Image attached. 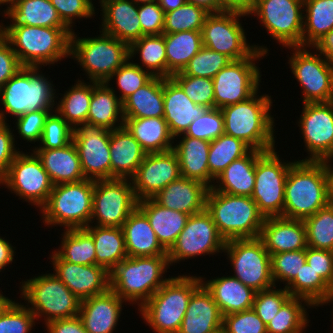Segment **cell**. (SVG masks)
<instances>
[{"mask_svg":"<svg viewBox=\"0 0 333 333\" xmlns=\"http://www.w3.org/2000/svg\"><path fill=\"white\" fill-rule=\"evenodd\" d=\"M328 204L327 161L295 160L286 178L283 217L304 220Z\"/></svg>","mask_w":333,"mask_h":333,"instance_id":"obj_1","label":"cell"},{"mask_svg":"<svg viewBox=\"0 0 333 333\" xmlns=\"http://www.w3.org/2000/svg\"><path fill=\"white\" fill-rule=\"evenodd\" d=\"M0 24V33L9 41L23 67L54 65L70 57V28Z\"/></svg>","mask_w":333,"mask_h":333,"instance_id":"obj_2","label":"cell"},{"mask_svg":"<svg viewBox=\"0 0 333 333\" xmlns=\"http://www.w3.org/2000/svg\"><path fill=\"white\" fill-rule=\"evenodd\" d=\"M258 93L221 111L224 134L242 140L253 150L265 152L275 148V119L270 111L273 100L268 94L259 96Z\"/></svg>","mask_w":333,"mask_h":333,"instance_id":"obj_3","label":"cell"},{"mask_svg":"<svg viewBox=\"0 0 333 333\" xmlns=\"http://www.w3.org/2000/svg\"><path fill=\"white\" fill-rule=\"evenodd\" d=\"M169 266L167 255L127 256L109 272L110 289L140 309L170 279L163 275Z\"/></svg>","mask_w":333,"mask_h":333,"instance_id":"obj_4","label":"cell"},{"mask_svg":"<svg viewBox=\"0 0 333 333\" xmlns=\"http://www.w3.org/2000/svg\"><path fill=\"white\" fill-rule=\"evenodd\" d=\"M202 284L201 276L179 275L170 279L138 309L155 333H177L192 293Z\"/></svg>","mask_w":333,"mask_h":333,"instance_id":"obj_5","label":"cell"},{"mask_svg":"<svg viewBox=\"0 0 333 333\" xmlns=\"http://www.w3.org/2000/svg\"><path fill=\"white\" fill-rule=\"evenodd\" d=\"M52 83L40 67H22L0 90V121L7 122V114L16 118L28 111H55L59 96Z\"/></svg>","mask_w":333,"mask_h":333,"instance_id":"obj_6","label":"cell"},{"mask_svg":"<svg viewBox=\"0 0 333 333\" xmlns=\"http://www.w3.org/2000/svg\"><path fill=\"white\" fill-rule=\"evenodd\" d=\"M206 210L225 241L260 237L265 217L250 196L231 195L210 188Z\"/></svg>","mask_w":333,"mask_h":333,"instance_id":"obj_7","label":"cell"},{"mask_svg":"<svg viewBox=\"0 0 333 333\" xmlns=\"http://www.w3.org/2000/svg\"><path fill=\"white\" fill-rule=\"evenodd\" d=\"M93 191L94 181L89 179L54 185L47 202L40 209L44 225L63 226L65 230L89 226Z\"/></svg>","mask_w":333,"mask_h":333,"instance_id":"obj_8","label":"cell"},{"mask_svg":"<svg viewBox=\"0 0 333 333\" xmlns=\"http://www.w3.org/2000/svg\"><path fill=\"white\" fill-rule=\"evenodd\" d=\"M70 38V58H75L90 81L106 82L129 58V45L100 31V35Z\"/></svg>","mask_w":333,"mask_h":333,"instance_id":"obj_9","label":"cell"},{"mask_svg":"<svg viewBox=\"0 0 333 333\" xmlns=\"http://www.w3.org/2000/svg\"><path fill=\"white\" fill-rule=\"evenodd\" d=\"M19 290L22 300L26 301L25 304L35 315L36 321L44 317L47 324L79 314L81 300L54 273L46 272L35 278L22 280Z\"/></svg>","mask_w":333,"mask_h":333,"instance_id":"obj_10","label":"cell"},{"mask_svg":"<svg viewBox=\"0 0 333 333\" xmlns=\"http://www.w3.org/2000/svg\"><path fill=\"white\" fill-rule=\"evenodd\" d=\"M248 14L237 11L210 13L201 30L203 46L226 55L232 61L250 57L256 50L268 54L264 45L247 42L245 30L239 18Z\"/></svg>","mask_w":333,"mask_h":333,"instance_id":"obj_11","label":"cell"},{"mask_svg":"<svg viewBox=\"0 0 333 333\" xmlns=\"http://www.w3.org/2000/svg\"><path fill=\"white\" fill-rule=\"evenodd\" d=\"M304 0H253L248 13L257 16L260 25L277 44L302 46Z\"/></svg>","mask_w":333,"mask_h":333,"instance_id":"obj_12","label":"cell"},{"mask_svg":"<svg viewBox=\"0 0 333 333\" xmlns=\"http://www.w3.org/2000/svg\"><path fill=\"white\" fill-rule=\"evenodd\" d=\"M224 253L237 278L255 292L275 286L271 275V256L260 238L226 241Z\"/></svg>","mask_w":333,"mask_h":333,"instance_id":"obj_13","label":"cell"},{"mask_svg":"<svg viewBox=\"0 0 333 333\" xmlns=\"http://www.w3.org/2000/svg\"><path fill=\"white\" fill-rule=\"evenodd\" d=\"M275 150L276 148L263 152L256 161L251 198L265 218L283 217L286 178L294 163L284 162Z\"/></svg>","mask_w":333,"mask_h":333,"instance_id":"obj_14","label":"cell"},{"mask_svg":"<svg viewBox=\"0 0 333 333\" xmlns=\"http://www.w3.org/2000/svg\"><path fill=\"white\" fill-rule=\"evenodd\" d=\"M266 54L256 50L250 57L231 61L213 78L214 108L248 100L257 91L261 83V70L255 61L263 59Z\"/></svg>","mask_w":333,"mask_h":333,"instance_id":"obj_15","label":"cell"},{"mask_svg":"<svg viewBox=\"0 0 333 333\" xmlns=\"http://www.w3.org/2000/svg\"><path fill=\"white\" fill-rule=\"evenodd\" d=\"M0 185H5V188L16 194L19 199L38 207L39 210L47 202L54 187L37 155L34 152L29 154L23 151L15 156L8 171L0 179Z\"/></svg>","mask_w":333,"mask_h":333,"instance_id":"obj_16","label":"cell"},{"mask_svg":"<svg viewBox=\"0 0 333 333\" xmlns=\"http://www.w3.org/2000/svg\"><path fill=\"white\" fill-rule=\"evenodd\" d=\"M287 48L293 50L288 64L291 73L303 89L302 103L330 102L333 87V66L319 52H311L310 47Z\"/></svg>","mask_w":333,"mask_h":333,"instance_id":"obj_17","label":"cell"},{"mask_svg":"<svg viewBox=\"0 0 333 333\" xmlns=\"http://www.w3.org/2000/svg\"><path fill=\"white\" fill-rule=\"evenodd\" d=\"M138 207L131 179L94 181L90 225L122 227Z\"/></svg>","mask_w":333,"mask_h":333,"instance_id":"obj_18","label":"cell"},{"mask_svg":"<svg viewBox=\"0 0 333 333\" xmlns=\"http://www.w3.org/2000/svg\"><path fill=\"white\" fill-rule=\"evenodd\" d=\"M225 245L226 241L205 209L189 216L184 229L167 251L168 261L173 265L197 256L223 253Z\"/></svg>","mask_w":333,"mask_h":333,"instance_id":"obj_19","label":"cell"},{"mask_svg":"<svg viewBox=\"0 0 333 333\" xmlns=\"http://www.w3.org/2000/svg\"><path fill=\"white\" fill-rule=\"evenodd\" d=\"M73 143L85 179H111L110 130L103 126L82 123L74 129Z\"/></svg>","mask_w":333,"mask_h":333,"instance_id":"obj_20","label":"cell"},{"mask_svg":"<svg viewBox=\"0 0 333 333\" xmlns=\"http://www.w3.org/2000/svg\"><path fill=\"white\" fill-rule=\"evenodd\" d=\"M297 122L308 156L302 160H333V106L330 102L305 103Z\"/></svg>","mask_w":333,"mask_h":333,"instance_id":"obj_21","label":"cell"},{"mask_svg":"<svg viewBox=\"0 0 333 333\" xmlns=\"http://www.w3.org/2000/svg\"><path fill=\"white\" fill-rule=\"evenodd\" d=\"M181 177L178 157L173 149L147 153L131 178L138 201L153 198L171 182Z\"/></svg>","mask_w":333,"mask_h":333,"instance_id":"obj_22","label":"cell"},{"mask_svg":"<svg viewBox=\"0 0 333 333\" xmlns=\"http://www.w3.org/2000/svg\"><path fill=\"white\" fill-rule=\"evenodd\" d=\"M54 274L80 300L105 293L110 288L109 272L101 265H80L50 255Z\"/></svg>","mask_w":333,"mask_h":333,"instance_id":"obj_23","label":"cell"},{"mask_svg":"<svg viewBox=\"0 0 333 333\" xmlns=\"http://www.w3.org/2000/svg\"><path fill=\"white\" fill-rule=\"evenodd\" d=\"M102 32L129 46L142 37L138 5L132 0H99Z\"/></svg>","mask_w":333,"mask_h":333,"instance_id":"obj_24","label":"cell"},{"mask_svg":"<svg viewBox=\"0 0 333 333\" xmlns=\"http://www.w3.org/2000/svg\"><path fill=\"white\" fill-rule=\"evenodd\" d=\"M124 302L109 288L103 294L81 300L78 316L88 333H113L122 314Z\"/></svg>","mask_w":333,"mask_h":333,"instance_id":"obj_25","label":"cell"},{"mask_svg":"<svg viewBox=\"0 0 333 333\" xmlns=\"http://www.w3.org/2000/svg\"><path fill=\"white\" fill-rule=\"evenodd\" d=\"M222 322L217 303L202 283L192 293L177 333H216L222 330Z\"/></svg>","mask_w":333,"mask_h":333,"instance_id":"obj_26","label":"cell"},{"mask_svg":"<svg viewBox=\"0 0 333 333\" xmlns=\"http://www.w3.org/2000/svg\"><path fill=\"white\" fill-rule=\"evenodd\" d=\"M259 238L270 256L307 247L306 227L303 220L284 217L265 218Z\"/></svg>","mask_w":333,"mask_h":333,"instance_id":"obj_27","label":"cell"},{"mask_svg":"<svg viewBox=\"0 0 333 333\" xmlns=\"http://www.w3.org/2000/svg\"><path fill=\"white\" fill-rule=\"evenodd\" d=\"M164 119L172 136L181 138L194 119L207 109L196 105L170 77L163 78Z\"/></svg>","mask_w":333,"mask_h":333,"instance_id":"obj_28","label":"cell"},{"mask_svg":"<svg viewBox=\"0 0 333 333\" xmlns=\"http://www.w3.org/2000/svg\"><path fill=\"white\" fill-rule=\"evenodd\" d=\"M209 189L208 186L199 181L181 176L158 192L152 199L163 207L192 215L206 209Z\"/></svg>","mask_w":333,"mask_h":333,"instance_id":"obj_29","label":"cell"},{"mask_svg":"<svg viewBox=\"0 0 333 333\" xmlns=\"http://www.w3.org/2000/svg\"><path fill=\"white\" fill-rule=\"evenodd\" d=\"M146 154L124 126L110 131L111 179H131Z\"/></svg>","mask_w":333,"mask_h":333,"instance_id":"obj_30","label":"cell"},{"mask_svg":"<svg viewBox=\"0 0 333 333\" xmlns=\"http://www.w3.org/2000/svg\"><path fill=\"white\" fill-rule=\"evenodd\" d=\"M177 143L173 145V150L178 157L181 176L212 188L215 178L209 173L208 168L211 142L182 134L181 140Z\"/></svg>","mask_w":333,"mask_h":333,"instance_id":"obj_31","label":"cell"},{"mask_svg":"<svg viewBox=\"0 0 333 333\" xmlns=\"http://www.w3.org/2000/svg\"><path fill=\"white\" fill-rule=\"evenodd\" d=\"M128 257L167 255L148 218L136 208L122 225Z\"/></svg>","mask_w":333,"mask_h":333,"instance_id":"obj_32","label":"cell"},{"mask_svg":"<svg viewBox=\"0 0 333 333\" xmlns=\"http://www.w3.org/2000/svg\"><path fill=\"white\" fill-rule=\"evenodd\" d=\"M202 283L210 291L222 316L252 309L256 292L233 276H221L204 280Z\"/></svg>","mask_w":333,"mask_h":333,"instance_id":"obj_33","label":"cell"},{"mask_svg":"<svg viewBox=\"0 0 333 333\" xmlns=\"http://www.w3.org/2000/svg\"><path fill=\"white\" fill-rule=\"evenodd\" d=\"M54 185L75 183L85 179L73 141L57 149H33Z\"/></svg>","mask_w":333,"mask_h":333,"instance_id":"obj_34","label":"cell"},{"mask_svg":"<svg viewBox=\"0 0 333 333\" xmlns=\"http://www.w3.org/2000/svg\"><path fill=\"white\" fill-rule=\"evenodd\" d=\"M262 153L263 151L251 149L245 156L234 160L215 178L212 189L251 197L255 184L256 161Z\"/></svg>","mask_w":333,"mask_h":333,"instance_id":"obj_35","label":"cell"},{"mask_svg":"<svg viewBox=\"0 0 333 333\" xmlns=\"http://www.w3.org/2000/svg\"><path fill=\"white\" fill-rule=\"evenodd\" d=\"M147 218L160 244L168 251L184 229L190 215L171 210L152 198L138 201L137 207Z\"/></svg>","mask_w":333,"mask_h":333,"instance_id":"obj_36","label":"cell"},{"mask_svg":"<svg viewBox=\"0 0 333 333\" xmlns=\"http://www.w3.org/2000/svg\"><path fill=\"white\" fill-rule=\"evenodd\" d=\"M123 104L109 83L93 81V94L87 123L115 130L124 125ZM120 122V123H119Z\"/></svg>","mask_w":333,"mask_h":333,"instance_id":"obj_37","label":"cell"},{"mask_svg":"<svg viewBox=\"0 0 333 333\" xmlns=\"http://www.w3.org/2000/svg\"><path fill=\"white\" fill-rule=\"evenodd\" d=\"M123 126L146 153L171 150L177 142L164 118H125Z\"/></svg>","mask_w":333,"mask_h":333,"instance_id":"obj_38","label":"cell"},{"mask_svg":"<svg viewBox=\"0 0 333 333\" xmlns=\"http://www.w3.org/2000/svg\"><path fill=\"white\" fill-rule=\"evenodd\" d=\"M122 104L124 118H163V78L153 76Z\"/></svg>","mask_w":333,"mask_h":333,"instance_id":"obj_39","label":"cell"},{"mask_svg":"<svg viewBox=\"0 0 333 333\" xmlns=\"http://www.w3.org/2000/svg\"><path fill=\"white\" fill-rule=\"evenodd\" d=\"M85 229L92 235L96 251V265L112 271L128 255L121 227L89 225Z\"/></svg>","mask_w":333,"mask_h":333,"instance_id":"obj_40","label":"cell"},{"mask_svg":"<svg viewBox=\"0 0 333 333\" xmlns=\"http://www.w3.org/2000/svg\"><path fill=\"white\" fill-rule=\"evenodd\" d=\"M12 23L38 27L69 28L50 0H19L2 17Z\"/></svg>","mask_w":333,"mask_h":333,"instance_id":"obj_41","label":"cell"},{"mask_svg":"<svg viewBox=\"0 0 333 333\" xmlns=\"http://www.w3.org/2000/svg\"><path fill=\"white\" fill-rule=\"evenodd\" d=\"M167 57V78L183 71L203 47L201 31L163 33Z\"/></svg>","mask_w":333,"mask_h":333,"instance_id":"obj_42","label":"cell"},{"mask_svg":"<svg viewBox=\"0 0 333 333\" xmlns=\"http://www.w3.org/2000/svg\"><path fill=\"white\" fill-rule=\"evenodd\" d=\"M92 94L93 81L84 83V80L78 79L56 102L55 111L75 129L87 122Z\"/></svg>","mask_w":333,"mask_h":333,"instance_id":"obj_43","label":"cell"},{"mask_svg":"<svg viewBox=\"0 0 333 333\" xmlns=\"http://www.w3.org/2000/svg\"><path fill=\"white\" fill-rule=\"evenodd\" d=\"M332 29L333 0H304L302 46L311 47Z\"/></svg>","mask_w":333,"mask_h":333,"instance_id":"obj_44","label":"cell"},{"mask_svg":"<svg viewBox=\"0 0 333 333\" xmlns=\"http://www.w3.org/2000/svg\"><path fill=\"white\" fill-rule=\"evenodd\" d=\"M130 59L140 54L141 63H135L152 76L167 78V57L163 34L144 35L129 46Z\"/></svg>","mask_w":333,"mask_h":333,"instance_id":"obj_45","label":"cell"},{"mask_svg":"<svg viewBox=\"0 0 333 333\" xmlns=\"http://www.w3.org/2000/svg\"><path fill=\"white\" fill-rule=\"evenodd\" d=\"M312 307L307 300L290 296L267 323V333H305L310 321L307 309Z\"/></svg>","mask_w":333,"mask_h":333,"instance_id":"obj_46","label":"cell"},{"mask_svg":"<svg viewBox=\"0 0 333 333\" xmlns=\"http://www.w3.org/2000/svg\"><path fill=\"white\" fill-rule=\"evenodd\" d=\"M61 246L54 250L63 260L80 265H96L92 235L85 229H67L62 233Z\"/></svg>","mask_w":333,"mask_h":333,"instance_id":"obj_47","label":"cell"},{"mask_svg":"<svg viewBox=\"0 0 333 333\" xmlns=\"http://www.w3.org/2000/svg\"><path fill=\"white\" fill-rule=\"evenodd\" d=\"M251 148L242 140L223 134L210 143L209 173L216 178L230 163L245 156Z\"/></svg>","mask_w":333,"mask_h":333,"instance_id":"obj_48","label":"cell"},{"mask_svg":"<svg viewBox=\"0 0 333 333\" xmlns=\"http://www.w3.org/2000/svg\"><path fill=\"white\" fill-rule=\"evenodd\" d=\"M290 296L307 300L313 308L319 307L325 300L329 285L305 262L296 278L285 287Z\"/></svg>","mask_w":333,"mask_h":333,"instance_id":"obj_49","label":"cell"},{"mask_svg":"<svg viewBox=\"0 0 333 333\" xmlns=\"http://www.w3.org/2000/svg\"><path fill=\"white\" fill-rule=\"evenodd\" d=\"M307 246L333 251V205L328 204L303 220Z\"/></svg>","mask_w":333,"mask_h":333,"instance_id":"obj_50","label":"cell"},{"mask_svg":"<svg viewBox=\"0 0 333 333\" xmlns=\"http://www.w3.org/2000/svg\"><path fill=\"white\" fill-rule=\"evenodd\" d=\"M209 14L204 8L186 2L181 7L165 13L163 33L201 31Z\"/></svg>","mask_w":333,"mask_h":333,"instance_id":"obj_51","label":"cell"},{"mask_svg":"<svg viewBox=\"0 0 333 333\" xmlns=\"http://www.w3.org/2000/svg\"><path fill=\"white\" fill-rule=\"evenodd\" d=\"M306 262V249L287 251L271 255V275L273 282H283L287 287L300 272Z\"/></svg>","mask_w":333,"mask_h":333,"instance_id":"obj_52","label":"cell"},{"mask_svg":"<svg viewBox=\"0 0 333 333\" xmlns=\"http://www.w3.org/2000/svg\"><path fill=\"white\" fill-rule=\"evenodd\" d=\"M171 78L182 88L187 97L196 105L214 108L213 79L185 75L182 71Z\"/></svg>","mask_w":333,"mask_h":333,"instance_id":"obj_53","label":"cell"},{"mask_svg":"<svg viewBox=\"0 0 333 333\" xmlns=\"http://www.w3.org/2000/svg\"><path fill=\"white\" fill-rule=\"evenodd\" d=\"M231 61L232 60L226 55L203 46L200 51L191 58L182 72L188 76L213 79L215 75Z\"/></svg>","mask_w":333,"mask_h":333,"instance_id":"obj_54","label":"cell"},{"mask_svg":"<svg viewBox=\"0 0 333 333\" xmlns=\"http://www.w3.org/2000/svg\"><path fill=\"white\" fill-rule=\"evenodd\" d=\"M116 77V78H115ZM153 76L142 69L140 66L130 61V58L119 67L105 83H110L111 79L116 80L119 99L123 102L131 94L136 92L140 87L145 85Z\"/></svg>","mask_w":333,"mask_h":333,"instance_id":"obj_55","label":"cell"},{"mask_svg":"<svg viewBox=\"0 0 333 333\" xmlns=\"http://www.w3.org/2000/svg\"><path fill=\"white\" fill-rule=\"evenodd\" d=\"M74 129L56 112L46 118L39 147L33 149L62 148L73 141Z\"/></svg>","mask_w":333,"mask_h":333,"instance_id":"obj_56","label":"cell"},{"mask_svg":"<svg viewBox=\"0 0 333 333\" xmlns=\"http://www.w3.org/2000/svg\"><path fill=\"white\" fill-rule=\"evenodd\" d=\"M223 134L224 119L222 111L219 108H210L193 120L184 135L211 142Z\"/></svg>","mask_w":333,"mask_h":333,"instance_id":"obj_57","label":"cell"},{"mask_svg":"<svg viewBox=\"0 0 333 333\" xmlns=\"http://www.w3.org/2000/svg\"><path fill=\"white\" fill-rule=\"evenodd\" d=\"M23 304V305H22ZM13 302L0 315V333H31L35 315L24 303Z\"/></svg>","mask_w":333,"mask_h":333,"instance_id":"obj_58","label":"cell"},{"mask_svg":"<svg viewBox=\"0 0 333 333\" xmlns=\"http://www.w3.org/2000/svg\"><path fill=\"white\" fill-rule=\"evenodd\" d=\"M276 287L256 292L254 298L252 309L266 325L290 297V293L285 287L283 289H277Z\"/></svg>","mask_w":333,"mask_h":333,"instance_id":"obj_59","label":"cell"},{"mask_svg":"<svg viewBox=\"0 0 333 333\" xmlns=\"http://www.w3.org/2000/svg\"><path fill=\"white\" fill-rule=\"evenodd\" d=\"M223 333H267L266 324L253 309L223 316Z\"/></svg>","mask_w":333,"mask_h":333,"instance_id":"obj_60","label":"cell"},{"mask_svg":"<svg viewBox=\"0 0 333 333\" xmlns=\"http://www.w3.org/2000/svg\"><path fill=\"white\" fill-rule=\"evenodd\" d=\"M61 20L73 31L77 19L95 17V6L92 0H50Z\"/></svg>","mask_w":333,"mask_h":333,"instance_id":"obj_61","label":"cell"},{"mask_svg":"<svg viewBox=\"0 0 333 333\" xmlns=\"http://www.w3.org/2000/svg\"><path fill=\"white\" fill-rule=\"evenodd\" d=\"M54 110L28 111L15 118V127L22 140L39 142L44 130L46 118ZM17 120V121H16Z\"/></svg>","mask_w":333,"mask_h":333,"instance_id":"obj_62","label":"cell"},{"mask_svg":"<svg viewBox=\"0 0 333 333\" xmlns=\"http://www.w3.org/2000/svg\"><path fill=\"white\" fill-rule=\"evenodd\" d=\"M142 36L163 34L165 12L157 1L138 5Z\"/></svg>","mask_w":333,"mask_h":333,"instance_id":"obj_63","label":"cell"},{"mask_svg":"<svg viewBox=\"0 0 333 333\" xmlns=\"http://www.w3.org/2000/svg\"><path fill=\"white\" fill-rule=\"evenodd\" d=\"M306 262L329 286L333 283V251L307 246Z\"/></svg>","mask_w":333,"mask_h":333,"instance_id":"obj_64","label":"cell"},{"mask_svg":"<svg viewBox=\"0 0 333 333\" xmlns=\"http://www.w3.org/2000/svg\"><path fill=\"white\" fill-rule=\"evenodd\" d=\"M22 67L11 44L0 33V90Z\"/></svg>","mask_w":333,"mask_h":333,"instance_id":"obj_65","label":"cell"},{"mask_svg":"<svg viewBox=\"0 0 333 333\" xmlns=\"http://www.w3.org/2000/svg\"><path fill=\"white\" fill-rule=\"evenodd\" d=\"M8 123L0 121V179L6 174L15 156L20 152L15 147V134Z\"/></svg>","mask_w":333,"mask_h":333,"instance_id":"obj_66","label":"cell"},{"mask_svg":"<svg viewBox=\"0 0 333 333\" xmlns=\"http://www.w3.org/2000/svg\"><path fill=\"white\" fill-rule=\"evenodd\" d=\"M45 325L47 333H88L79 316L53 320Z\"/></svg>","mask_w":333,"mask_h":333,"instance_id":"obj_67","label":"cell"},{"mask_svg":"<svg viewBox=\"0 0 333 333\" xmlns=\"http://www.w3.org/2000/svg\"><path fill=\"white\" fill-rule=\"evenodd\" d=\"M310 48L319 52L333 66V29L319 38Z\"/></svg>","mask_w":333,"mask_h":333,"instance_id":"obj_68","label":"cell"},{"mask_svg":"<svg viewBox=\"0 0 333 333\" xmlns=\"http://www.w3.org/2000/svg\"><path fill=\"white\" fill-rule=\"evenodd\" d=\"M253 0H217V4L224 11H237L248 14L252 7Z\"/></svg>","mask_w":333,"mask_h":333,"instance_id":"obj_69","label":"cell"},{"mask_svg":"<svg viewBox=\"0 0 333 333\" xmlns=\"http://www.w3.org/2000/svg\"><path fill=\"white\" fill-rule=\"evenodd\" d=\"M15 248L11 245L9 240L0 237V272L5 270L6 266L12 264L14 260Z\"/></svg>","mask_w":333,"mask_h":333,"instance_id":"obj_70","label":"cell"},{"mask_svg":"<svg viewBox=\"0 0 333 333\" xmlns=\"http://www.w3.org/2000/svg\"><path fill=\"white\" fill-rule=\"evenodd\" d=\"M187 2L202 7L209 13H220L224 11L217 4V0H187Z\"/></svg>","mask_w":333,"mask_h":333,"instance_id":"obj_71","label":"cell"},{"mask_svg":"<svg viewBox=\"0 0 333 333\" xmlns=\"http://www.w3.org/2000/svg\"><path fill=\"white\" fill-rule=\"evenodd\" d=\"M165 13L173 11L187 2V0H157Z\"/></svg>","mask_w":333,"mask_h":333,"instance_id":"obj_72","label":"cell"},{"mask_svg":"<svg viewBox=\"0 0 333 333\" xmlns=\"http://www.w3.org/2000/svg\"><path fill=\"white\" fill-rule=\"evenodd\" d=\"M332 160L327 161V174L329 182V204L333 205V164Z\"/></svg>","mask_w":333,"mask_h":333,"instance_id":"obj_73","label":"cell"},{"mask_svg":"<svg viewBox=\"0 0 333 333\" xmlns=\"http://www.w3.org/2000/svg\"><path fill=\"white\" fill-rule=\"evenodd\" d=\"M14 301L9 297H5L3 292L0 291V315L13 303Z\"/></svg>","mask_w":333,"mask_h":333,"instance_id":"obj_74","label":"cell"},{"mask_svg":"<svg viewBox=\"0 0 333 333\" xmlns=\"http://www.w3.org/2000/svg\"><path fill=\"white\" fill-rule=\"evenodd\" d=\"M329 303L333 304V283L329 286L328 294H327L325 300L322 302V304H321L320 306L325 305V304H326V306H327V304H329ZM332 307H333V306H332ZM332 310H333V309H332ZM332 313H333V312H332ZM332 328H333V327H332Z\"/></svg>","mask_w":333,"mask_h":333,"instance_id":"obj_75","label":"cell"},{"mask_svg":"<svg viewBox=\"0 0 333 333\" xmlns=\"http://www.w3.org/2000/svg\"><path fill=\"white\" fill-rule=\"evenodd\" d=\"M19 0H0V6L6 4L8 7L4 10L5 14L11 7H13Z\"/></svg>","mask_w":333,"mask_h":333,"instance_id":"obj_76","label":"cell"},{"mask_svg":"<svg viewBox=\"0 0 333 333\" xmlns=\"http://www.w3.org/2000/svg\"><path fill=\"white\" fill-rule=\"evenodd\" d=\"M135 4L137 5H142V4H146V3H151L157 0H132Z\"/></svg>","mask_w":333,"mask_h":333,"instance_id":"obj_77","label":"cell"},{"mask_svg":"<svg viewBox=\"0 0 333 333\" xmlns=\"http://www.w3.org/2000/svg\"><path fill=\"white\" fill-rule=\"evenodd\" d=\"M330 103H331L332 106H333V87H332V96H331V99H330Z\"/></svg>","mask_w":333,"mask_h":333,"instance_id":"obj_78","label":"cell"}]
</instances>
